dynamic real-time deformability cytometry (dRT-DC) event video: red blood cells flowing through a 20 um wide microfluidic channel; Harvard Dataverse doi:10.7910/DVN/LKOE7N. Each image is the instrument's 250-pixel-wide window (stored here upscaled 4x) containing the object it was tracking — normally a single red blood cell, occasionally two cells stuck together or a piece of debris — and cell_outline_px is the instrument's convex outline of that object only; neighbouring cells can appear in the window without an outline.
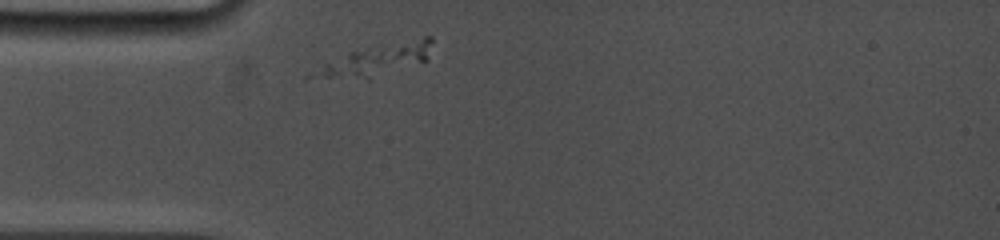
{"species": "common noctule bat (a hibernating species)", "species_latin": "Nyctalus noctula", "temperature_condition": "cold", "stored_images_in_passage": 6, "camera_frame_rate_fps": 5000, "um_per_image_px": 0.085, "animal": {"sex": "female", "body_mass_g": 19.0, "forearm_length_mm": 53.3}, "frame": {"image": 1, "passage_image": 1, "time_ms": 0.0, "image_size_px": [1000, 240], "cell_outline_px": [[432, 40], [428, 60], [368, 80], [304, 80], [304, 76], [324, 64], [348, 52], [372, 44], [424, 36], [432, 36]], "centroid_in_image_um": [31.85, 5.13], "position_along_channel_um": 53.2, "area_um2": 23.18}}
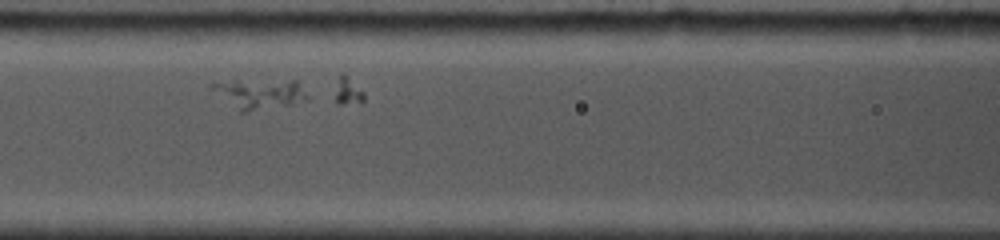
{"frame": {"image": 2, "passage_image": 5, "time_ms": 2.6, "image_size_px": [1000, 240], "cell_outline_px": [[308, 96], [288, 104], [248, 112], [240, 112], [208, 88], [208, 84], [212, 80], [296, 80]], "centroid_in_image_um": [21.88, 7.92], "position_along_channel_um": 144.7, "area_um2": 16.7}}